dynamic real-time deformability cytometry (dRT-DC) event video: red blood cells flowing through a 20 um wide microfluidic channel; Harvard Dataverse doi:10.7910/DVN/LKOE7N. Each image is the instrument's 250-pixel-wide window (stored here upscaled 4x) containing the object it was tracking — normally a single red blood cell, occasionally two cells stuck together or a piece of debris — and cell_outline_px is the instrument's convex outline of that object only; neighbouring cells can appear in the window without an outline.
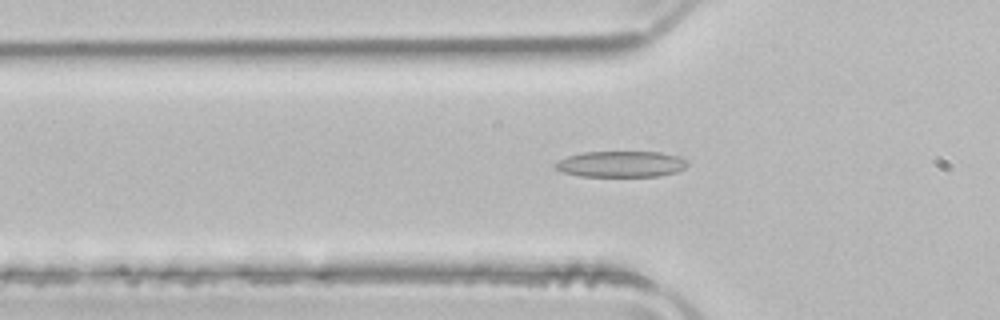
{"species": "common noctule bat (a hibernating species)", "species_latin": "Nyctalus noctula", "temperature_condition": "room temperature", "stored_images_in_passage": 49, "camera_frame_rate_fps": 3000, "um_per_image_px": 0.085, "animal": {"sex": "male", "body_mass_g": 21.5, "forearm_length_mm": 52.0}, "frame": {"image": 1, "passage_image": 16, "time_ms": 5.0, "image_size_px": [1000, 320], "cell_outline_px": [[688, 164], [684, 168], [676, 172], [660, 176], [580, 176], [564, 172], [556, 168], [552, 164], [556, 160], [568, 156], [584, 152], [660, 152], [680, 156]], "centroid_in_image_um": [52.76, 13.94], "position_along_channel_um": 73.0, "area_um2": 20.06}}
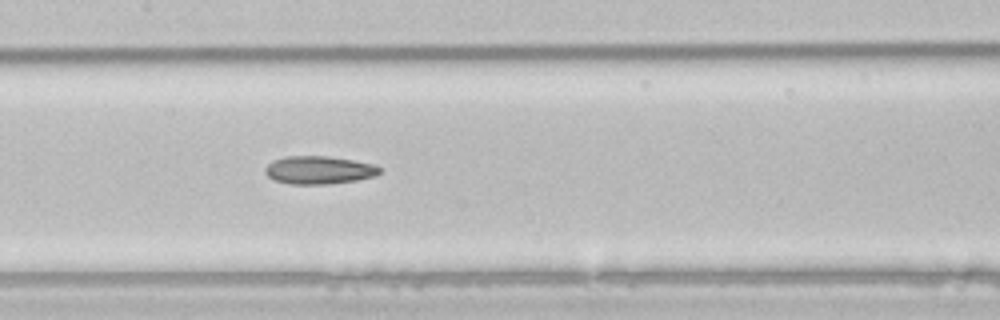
{"frame": {"image": 2, "passage_image": 24, "time_ms": 7.667, "image_size_px": [1000, 320], "cell_outline_px": [[380, 172], [376, 176], [356, 180], [328, 184], [292, 184], [276, 180], [268, 176], [264, 172], [264, 168], [272, 160], [284, 156], [328, 156], [352, 160], [372, 164], [380, 168]], "centroid_in_image_um": [27.08, 14.45], "position_along_channel_um": 180.3, "area_um2": 18.61}}
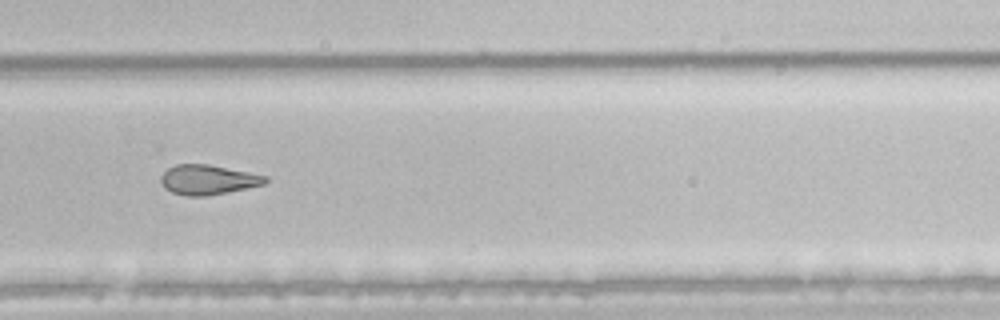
{"frame": {"image": 3, "passage_image": 34, "time_ms": 11.0, "image_size_px": [1000, 320], "cell_outline_px": [[268, 180], [264, 184], [228, 192], [204, 196], [188, 196], [172, 192], [164, 188], [160, 180], [160, 176], [168, 168], [176, 164], [208, 164], [268, 176]], "centroid_in_image_um": [17.66, 15.27], "position_along_channel_um": 312.1, "area_um2": 18.03}}